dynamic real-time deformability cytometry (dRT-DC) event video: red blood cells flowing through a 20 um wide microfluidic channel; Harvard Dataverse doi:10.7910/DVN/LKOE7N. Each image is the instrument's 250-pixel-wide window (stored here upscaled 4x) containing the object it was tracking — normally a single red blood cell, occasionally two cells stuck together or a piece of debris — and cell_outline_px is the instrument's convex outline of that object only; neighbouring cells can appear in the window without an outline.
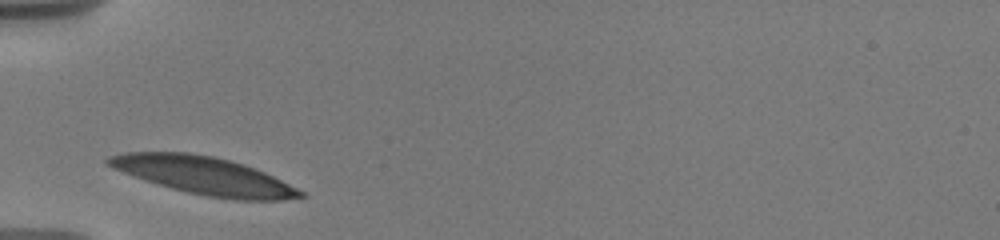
{"species": "human", "species_latin": "Homo sapiens", "temperature_condition": "warm", "stored_images_in_passage": 14, "camera_frame_rate_fps": 3000, "um_per_image_px": 0.085, "donor": {"sex": "male"}, "frame": {"image": 1, "passage_image": 1, "time_ms": 0.0, "image_size_px": [1000, 240], "cell_outline_px": [[308, 196], [284, 200], [236, 200], [208, 196], [188, 192], [156, 184], [112, 168], [104, 164], [104, 160], [108, 156], [124, 152], [188, 152], [212, 156], [244, 164], [264, 172], [304, 192]], "centroid_in_image_um": [17.3, 14.92], "position_along_channel_um": 67.7, "area_um2": 41.96}}
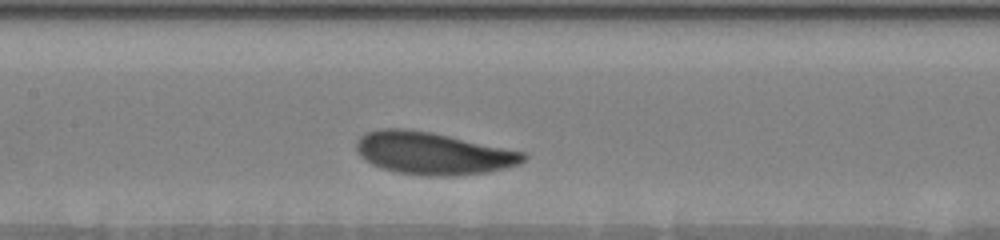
{"frame": {"image": 2, "passage_image": 8, "time_ms": 3.0, "image_size_px": [1000, 240], "cell_outline_px": [[528, 156], [520, 164], [508, 168], [488, 172], [456, 176], [424, 176], [396, 172], [380, 168], [364, 160], [356, 152], [356, 140], [364, 132], [380, 128], [404, 128], [428, 132], [528, 152]], "centroid_in_image_um": [36.8, 13.04], "position_along_channel_um": 170.6, "area_um2": 41.73}}
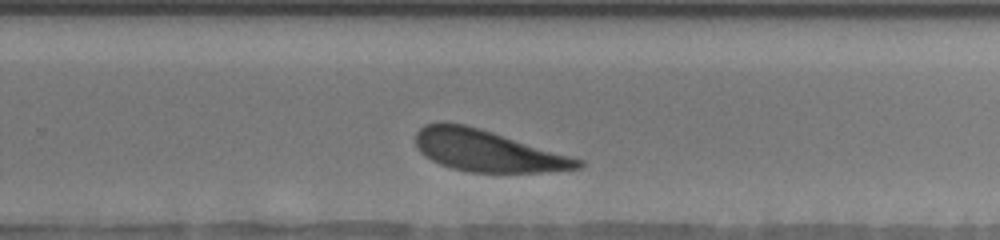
{"frame": {"image": 3, "passage_image": 14, "time_ms": 6.333, "image_size_px": [1000, 240], "cell_outline_px": [[584, 164], [580, 168], [544, 172], [468, 172], [452, 168], [440, 164], [424, 156], [420, 152], [416, 144], [416, 132], [424, 124], [464, 124], [492, 132], [572, 156], [584, 160]], "centroid_in_image_um": [41.45, 12.84], "position_along_channel_um": 288.4, "area_um2": 38.67}}